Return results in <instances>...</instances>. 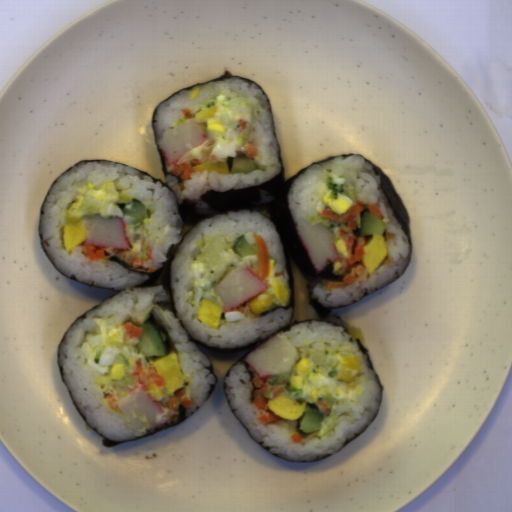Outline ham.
Listing matches in <instances>:
<instances>
[{"label": "ham", "instance_id": "ham-1", "mask_svg": "<svg viewBox=\"0 0 512 512\" xmlns=\"http://www.w3.org/2000/svg\"><path fill=\"white\" fill-rule=\"evenodd\" d=\"M105 401L111 410L117 413H123L119 407L118 401L114 397H112L111 395H105Z\"/></svg>", "mask_w": 512, "mask_h": 512}]
</instances>
